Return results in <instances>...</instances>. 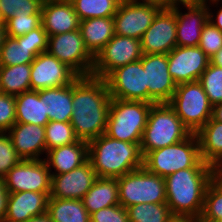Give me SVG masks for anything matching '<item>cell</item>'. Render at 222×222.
<instances>
[{
	"instance_id": "1",
	"label": "cell",
	"mask_w": 222,
	"mask_h": 222,
	"mask_svg": "<svg viewBox=\"0 0 222 222\" xmlns=\"http://www.w3.org/2000/svg\"><path fill=\"white\" fill-rule=\"evenodd\" d=\"M71 125L79 140L91 141L106 131L111 96L105 79L79 76L72 83Z\"/></svg>"
},
{
	"instance_id": "2",
	"label": "cell",
	"mask_w": 222,
	"mask_h": 222,
	"mask_svg": "<svg viewBox=\"0 0 222 222\" xmlns=\"http://www.w3.org/2000/svg\"><path fill=\"white\" fill-rule=\"evenodd\" d=\"M165 180L166 204L173 216L201 217L205 192L213 181V168H186Z\"/></svg>"
},
{
	"instance_id": "3",
	"label": "cell",
	"mask_w": 222,
	"mask_h": 222,
	"mask_svg": "<svg viewBox=\"0 0 222 222\" xmlns=\"http://www.w3.org/2000/svg\"><path fill=\"white\" fill-rule=\"evenodd\" d=\"M88 160L100 178H119L143 167L140 143H130L105 133L88 142Z\"/></svg>"
},
{
	"instance_id": "4",
	"label": "cell",
	"mask_w": 222,
	"mask_h": 222,
	"mask_svg": "<svg viewBox=\"0 0 222 222\" xmlns=\"http://www.w3.org/2000/svg\"><path fill=\"white\" fill-rule=\"evenodd\" d=\"M143 166L162 178L186 168H213L201 158L196 133L164 148L149 151L143 157Z\"/></svg>"
},
{
	"instance_id": "5",
	"label": "cell",
	"mask_w": 222,
	"mask_h": 222,
	"mask_svg": "<svg viewBox=\"0 0 222 222\" xmlns=\"http://www.w3.org/2000/svg\"><path fill=\"white\" fill-rule=\"evenodd\" d=\"M191 134L168 103H155L151 106L144 128L141 153L144 157L149 151L183 141Z\"/></svg>"
},
{
	"instance_id": "6",
	"label": "cell",
	"mask_w": 222,
	"mask_h": 222,
	"mask_svg": "<svg viewBox=\"0 0 222 222\" xmlns=\"http://www.w3.org/2000/svg\"><path fill=\"white\" fill-rule=\"evenodd\" d=\"M152 103L111 98L105 134L130 143H141Z\"/></svg>"
},
{
	"instance_id": "7",
	"label": "cell",
	"mask_w": 222,
	"mask_h": 222,
	"mask_svg": "<svg viewBox=\"0 0 222 222\" xmlns=\"http://www.w3.org/2000/svg\"><path fill=\"white\" fill-rule=\"evenodd\" d=\"M168 104L191 133H197L212 116L213 105L199 81L177 85Z\"/></svg>"
},
{
	"instance_id": "8",
	"label": "cell",
	"mask_w": 222,
	"mask_h": 222,
	"mask_svg": "<svg viewBox=\"0 0 222 222\" xmlns=\"http://www.w3.org/2000/svg\"><path fill=\"white\" fill-rule=\"evenodd\" d=\"M119 204L127 208L136 204L166 203L165 180L144 166L117 178Z\"/></svg>"
},
{
	"instance_id": "9",
	"label": "cell",
	"mask_w": 222,
	"mask_h": 222,
	"mask_svg": "<svg viewBox=\"0 0 222 222\" xmlns=\"http://www.w3.org/2000/svg\"><path fill=\"white\" fill-rule=\"evenodd\" d=\"M47 52L66 64L78 76L92 75L94 57L85 47L79 29L48 36Z\"/></svg>"
},
{
	"instance_id": "10",
	"label": "cell",
	"mask_w": 222,
	"mask_h": 222,
	"mask_svg": "<svg viewBox=\"0 0 222 222\" xmlns=\"http://www.w3.org/2000/svg\"><path fill=\"white\" fill-rule=\"evenodd\" d=\"M142 56L140 40L114 34L94 58L92 75L105 79L116 68L139 61Z\"/></svg>"
},
{
	"instance_id": "11",
	"label": "cell",
	"mask_w": 222,
	"mask_h": 222,
	"mask_svg": "<svg viewBox=\"0 0 222 222\" xmlns=\"http://www.w3.org/2000/svg\"><path fill=\"white\" fill-rule=\"evenodd\" d=\"M47 48L48 34L42 24L23 36L5 35L0 49V66L31 64L38 54L47 52Z\"/></svg>"
},
{
	"instance_id": "12",
	"label": "cell",
	"mask_w": 222,
	"mask_h": 222,
	"mask_svg": "<svg viewBox=\"0 0 222 222\" xmlns=\"http://www.w3.org/2000/svg\"><path fill=\"white\" fill-rule=\"evenodd\" d=\"M3 180L8 193L33 191L50 194L51 192V174L44 159H21L9 170Z\"/></svg>"
},
{
	"instance_id": "13",
	"label": "cell",
	"mask_w": 222,
	"mask_h": 222,
	"mask_svg": "<svg viewBox=\"0 0 222 222\" xmlns=\"http://www.w3.org/2000/svg\"><path fill=\"white\" fill-rule=\"evenodd\" d=\"M105 81L111 98L148 102L146 71L140 60L116 68Z\"/></svg>"
},
{
	"instance_id": "14",
	"label": "cell",
	"mask_w": 222,
	"mask_h": 222,
	"mask_svg": "<svg viewBox=\"0 0 222 222\" xmlns=\"http://www.w3.org/2000/svg\"><path fill=\"white\" fill-rule=\"evenodd\" d=\"M160 10L153 5L122 0L113 17L114 33L140 40Z\"/></svg>"
},
{
	"instance_id": "15",
	"label": "cell",
	"mask_w": 222,
	"mask_h": 222,
	"mask_svg": "<svg viewBox=\"0 0 222 222\" xmlns=\"http://www.w3.org/2000/svg\"><path fill=\"white\" fill-rule=\"evenodd\" d=\"M168 70L177 85L198 81L210 64L199 46H176L168 54Z\"/></svg>"
},
{
	"instance_id": "16",
	"label": "cell",
	"mask_w": 222,
	"mask_h": 222,
	"mask_svg": "<svg viewBox=\"0 0 222 222\" xmlns=\"http://www.w3.org/2000/svg\"><path fill=\"white\" fill-rule=\"evenodd\" d=\"M140 61L146 71L148 103H168L177 84L169 74L167 54H143Z\"/></svg>"
},
{
	"instance_id": "17",
	"label": "cell",
	"mask_w": 222,
	"mask_h": 222,
	"mask_svg": "<svg viewBox=\"0 0 222 222\" xmlns=\"http://www.w3.org/2000/svg\"><path fill=\"white\" fill-rule=\"evenodd\" d=\"M78 77L71 68L48 52L38 54L31 63V90L66 86L72 84Z\"/></svg>"
},
{
	"instance_id": "18",
	"label": "cell",
	"mask_w": 222,
	"mask_h": 222,
	"mask_svg": "<svg viewBox=\"0 0 222 222\" xmlns=\"http://www.w3.org/2000/svg\"><path fill=\"white\" fill-rule=\"evenodd\" d=\"M176 28L175 7L161 9L140 39L143 54H168L177 46Z\"/></svg>"
},
{
	"instance_id": "19",
	"label": "cell",
	"mask_w": 222,
	"mask_h": 222,
	"mask_svg": "<svg viewBox=\"0 0 222 222\" xmlns=\"http://www.w3.org/2000/svg\"><path fill=\"white\" fill-rule=\"evenodd\" d=\"M89 160L70 172L51 175L50 197L81 200L97 179Z\"/></svg>"
},
{
	"instance_id": "20",
	"label": "cell",
	"mask_w": 222,
	"mask_h": 222,
	"mask_svg": "<svg viewBox=\"0 0 222 222\" xmlns=\"http://www.w3.org/2000/svg\"><path fill=\"white\" fill-rule=\"evenodd\" d=\"M17 155L24 160H40L46 155L45 126L15 123L7 132Z\"/></svg>"
},
{
	"instance_id": "21",
	"label": "cell",
	"mask_w": 222,
	"mask_h": 222,
	"mask_svg": "<svg viewBox=\"0 0 222 222\" xmlns=\"http://www.w3.org/2000/svg\"><path fill=\"white\" fill-rule=\"evenodd\" d=\"M182 12L180 6L175 7L176 14V43L177 46H199L201 32L208 22V5H190Z\"/></svg>"
},
{
	"instance_id": "22",
	"label": "cell",
	"mask_w": 222,
	"mask_h": 222,
	"mask_svg": "<svg viewBox=\"0 0 222 222\" xmlns=\"http://www.w3.org/2000/svg\"><path fill=\"white\" fill-rule=\"evenodd\" d=\"M41 24L48 36L78 30L80 19L72 2L43 0L41 6Z\"/></svg>"
},
{
	"instance_id": "23",
	"label": "cell",
	"mask_w": 222,
	"mask_h": 222,
	"mask_svg": "<svg viewBox=\"0 0 222 222\" xmlns=\"http://www.w3.org/2000/svg\"><path fill=\"white\" fill-rule=\"evenodd\" d=\"M50 194L33 191L9 193L4 222H25L47 212Z\"/></svg>"
},
{
	"instance_id": "24",
	"label": "cell",
	"mask_w": 222,
	"mask_h": 222,
	"mask_svg": "<svg viewBox=\"0 0 222 222\" xmlns=\"http://www.w3.org/2000/svg\"><path fill=\"white\" fill-rule=\"evenodd\" d=\"M44 157L51 175L70 172L88 160V142L78 139L72 144L48 150Z\"/></svg>"
},
{
	"instance_id": "25",
	"label": "cell",
	"mask_w": 222,
	"mask_h": 222,
	"mask_svg": "<svg viewBox=\"0 0 222 222\" xmlns=\"http://www.w3.org/2000/svg\"><path fill=\"white\" fill-rule=\"evenodd\" d=\"M49 121L71 122L73 113L72 84L39 90Z\"/></svg>"
},
{
	"instance_id": "26",
	"label": "cell",
	"mask_w": 222,
	"mask_h": 222,
	"mask_svg": "<svg viewBox=\"0 0 222 222\" xmlns=\"http://www.w3.org/2000/svg\"><path fill=\"white\" fill-rule=\"evenodd\" d=\"M79 30L85 47L95 58L114 36L113 17H95L80 21Z\"/></svg>"
},
{
	"instance_id": "27",
	"label": "cell",
	"mask_w": 222,
	"mask_h": 222,
	"mask_svg": "<svg viewBox=\"0 0 222 222\" xmlns=\"http://www.w3.org/2000/svg\"><path fill=\"white\" fill-rule=\"evenodd\" d=\"M81 200L89 214L119 205L118 179L98 177Z\"/></svg>"
},
{
	"instance_id": "28",
	"label": "cell",
	"mask_w": 222,
	"mask_h": 222,
	"mask_svg": "<svg viewBox=\"0 0 222 222\" xmlns=\"http://www.w3.org/2000/svg\"><path fill=\"white\" fill-rule=\"evenodd\" d=\"M201 158L210 165L222 162V122L210 118L196 133Z\"/></svg>"
},
{
	"instance_id": "29",
	"label": "cell",
	"mask_w": 222,
	"mask_h": 222,
	"mask_svg": "<svg viewBox=\"0 0 222 222\" xmlns=\"http://www.w3.org/2000/svg\"><path fill=\"white\" fill-rule=\"evenodd\" d=\"M16 123L46 126L49 117L45 113L44 101L39 91L29 90L15 96Z\"/></svg>"
},
{
	"instance_id": "30",
	"label": "cell",
	"mask_w": 222,
	"mask_h": 222,
	"mask_svg": "<svg viewBox=\"0 0 222 222\" xmlns=\"http://www.w3.org/2000/svg\"><path fill=\"white\" fill-rule=\"evenodd\" d=\"M47 213L52 222H90L82 200L49 197Z\"/></svg>"
},
{
	"instance_id": "31",
	"label": "cell",
	"mask_w": 222,
	"mask_h": 222,
	"mask_svg": "<svg viewBox=\"0 0 222 222\" xmlns=\"http://www.w3.org/2000/svg\"><path fill=\"white\" fill-rule=\"evenodd\" d=\"M31 64L0 66V92L18 96L31 90Z\"/></svg>"
},
{
	"instance_id": "32",
	"label": "cell",
	"mask_w": 222,
	"mask_h": 222,
	"mask_svg": "<svg viewBox=\"0 0 222 222\" xmlns=\"http://www.w3.org/2000/svg\"><path fill=\"white\" fill-rule=\"evenodd\" d=\"M126 209L129 222H170L174 217L166 203L136 204Z\"/></svg>"
},
{
	"instance_id": "33",
	"label": "cell",
	"mask_w": 222,
	"mask_h": 222,
	"mask_svg": "<svg viewBox=\"0 0 222 222\" xmlns=\"http://www.w3.org/2000/svg\"><path fill=\"white\" fill-rule=\"evenodd\" d=\"M122 0H73L80 21L95 17H114Z\"/></svg>"
},
{
	"instance_id": "34",
	"label": "cell",
	"mask_w": 222,
	"mask_h": 222,
	"mask_svg": "<svg viewBox=\"0 0 222 222\" xmlns=\"http://www.w3.org/2000/svg\"><path fill=\"white\" fill-rule=\"evenodd\" d=\"M71 122L49 121L45 126L46 148L52 150L63 145H69L76 142Z\"/></svg>"
},
{
	"instance_id": "35",
	"label": "cell",
	"mask_w": 222,
	"mask_h": 222,
	"mask_svg": "<svg viewBox=\"0 0 222 222\" xmlns=\"http://www.w3.org/2000/svg\"><path fill=\"white\" fill-rule=\"evenodd\" d=\"M210 103L216 105L222 102V68L209 64L198 80Z\"/></svg>"
},
{
	"instance_id": "36",
	"label": "cell",
	"mask_w": 222,
	"mask_h": 222,
	"mask_svg": "<svg viewBox=\"0 0 222 222\" xmlns=\"http://www.w3.org/2000/svg\"><path fill=\"white\" fill-rule=\"evenodd\" d=\"M1 22L4 24L14 15L41 14L43 0H0Z\"/></svg>"
},
{
	"instance_id": "37",
	"label": "cell",
	"mask_w": 222,
	"mask_h": 222,
	"mask_svg": "<svg viewBox=\"0 0 222 222\" xmlns=\"http://www.w3.org/2000/svg\"><path fill=\"white\" fill-rule=\"evenodd\" d=\"M222 219V188L212 181L205 192L202 222H214Z\"/></svg>"
},
{
	"instance_id": "38",
	"label": "cell",
	"mask_w": 222,
	"mask_h": 222,
	"mask_svg": "<svg viewBox=\"0 0 222 222\" xmlns=\"http://www.w3.org/2000/svg\"><path fill=\"white\" fill-rule=\"evenodd\" d=\"M41 25V14L14 15L4 23L5 35L16 38L29 33Z\"/></svg>"
},
{
	"instance_id": "39",
	"label": "cell",
	"mask_w": 222,
	"mask_h": 222,
	"mask_svg": "<svg viewBox=\"0 0 222 222\" xmlns=\"http://www.w3.org/2000/svg\"><path fill=\"white\" fill-rule=\"evenodd\" d=\"M21 161L8 133H0V179Z\"/></svg>"
},
{
	"instance_id": "40",
	"label": "cell",
	"mask_w": 222,
	"mask_h": 222,
	"mask_svg": "<svg viewBox=\"0 0 222 222\" xmlns=\"http://www.w3.org/2000/svg\"><path fill=\"white\" fill-rule=\"evenodd\" d=\"M199 47L209 58L222 48V32L209 21L202 29Z\"/></svg>"
},
{
	"instance_id": "41",
	"label": "cell",
	"mask_w": 222,
	"mask_h": 222,
	"mask_svg": "<svg viewBox=\"0 0 222 222\" xmlns=\"http://www.w3.org/2000/svg\"><path fill=\"white\" fill-rule=\"evenodd\" d=\"M15 123V96L0 92V133H7Z\"/></svg>"
},
{
	"instance_id": "42",
	"label": "cell",
	"mask_w": 222,
	"mask_h": 222,
	"mask_svg": "<svg viewBox=\"0 0 222 222\" xmlns=\"http://www.w3.org/2000/svg\"><path fill=\"white\" fill-rule=\"evenodd\" d=\"M90 222H129L127 209L115 205L90 214Z\"/></svg>"
},
{
	"instance_id": "43",
	"label": "cell",
	"mask_w": 222,
	"mask_h": 222,
	"mask_svg": "<svg viewBox=\"0 0 222 222\" xmlns=\"http://www.w3.org/2000/svg\"><path fill=\"white\" fill-rule=\"evenodd\" d=\"M219 2H221L220 4H222V0H210L207 3V5H208V21L222 32V5H220L221 7L219 8L218 11H216L217 12L216 15H214V13H212L213 11L211 10V8H209V7L213 6L214 4L216 5L215 7H217Z\"/></svg>"
},
{
	"instance_id": "44",
	"label": "cell",
	"mask_w": 222,
	"mask_h": 222,
	"mask_svg": "<svg viewBox=\"0 0 222 222\" xmlns=\"http://www.w3.org/2000/svg\"><path fill=\"white\" fill-rule=\"evenodd\" d=\"M8 195L4 180L0 179V222H4L5 219Z\"/></svg>"
},
{
	"instance_id": "45",
	"label": "cell",
	"mask_w": 222,
	"mask_h": 222,
	"mask_svg": "<svg viewBox=\"0 0 222 222\" xmlns=\"http://www.w3.org/2000/svg\"><path fill=\"white\" fill-rule=\"evenodd\" d=\"M210 0H170V8L176 6L205 5Z\"/></svg>"
},
{
	"instance_id": "46",
	"label": "cell",
	"mask_w": 222,
	"mask_h": 222,
	"mask_svg": "<svg viewBox=\"0 0 222 222\" xmlns=\"http://www.w3.org/2000/svg\"><path fill=\"white\" fill-rule=\"evenodd\" d=\"M136 3L153 5L159 7L160 9H169L170 8V0H131Z\"/></svg>"
},
{
	"instance_id": "47",
	"label": "cell",
	"mask_w": 222,
	"mask_h": 222,
	"mask_svg": "<svg viewBox=\"0 0 222 222\" xmlns=\"http://www.w3.org/2000/svg\"><path fill=\"white\" fill-rule=\"evenodd\" d=\"M213 181L222 188V165H213Z\"/></svg>"
},
{
	"instance_id": "48",
	"label": "cell",
	"mask_w": 222,
	"mask_h": 222,
	"mask_svg": "<svg viewBox=\"0 0 222 222\" xmlns=\"http://www.w3.org/2000/svg\"><path fill=\"white\" fill-rule=\"evenodd\" d=\"M211 118L215 121L222 122V102L213 105Z\"/></svg>"
},
{
	"instance_id": "49",
	"label": "cell",
	"mask_w": 222,
	"mask_h": 222,
	"mask_svg": "<svg viewBox=\"0 0 222 222\" xmlns=\"http://www.w3.org/2000/svg\"><path fill=\"white\" fill-rule=\"evenodd\" d=\"M170 222H202L201 217L174 216Z\"/></svg>"
},
{
	"instance_id": "50",
	"label": "cell",
	"mask_w": 222,
	"mask_h": 222,
	"mask_svg": "<svg viewBox=\"0 0 222 222\" xmlns=\"http://www.w3.org/2000/svg\"><path fill=\"white\" fill-rule=\"evenodd\" d=\"M210 63L222 68V48L210 57Z\"/></svg>"
},
{
	"instance_id": "51",
	"label": "cell",
	"mask_w": 222,
	"mask_h": 222,
	"mask_svg": "<svg viewBox=\"0 0 222 222\" xmlns=\"http://www.w3.org/2000/svg\"><path fill=\"white\" fill-rule=\"evenodd\" d=\"M25 222H52V221H51L49 214L46 212L44 214L34 216Z\"/></svg>"
},
{
	"instance_id": "52",
	"label": "cell",
	"mask_w": 222,
	"mask_h": 222,
	"mask_svg": "<svg viewBox=\"0 0 222 222\" xmlns=\"http://www.w3.org/2000/svg\"><path fill=\"white\" fill-rule=\"evenodd\" d=\"M4 37H5V27H4V24L0 22V49H1Z\"/></svg>"
},
{
	"instance_id": "53",
	"label": "cell",
	"mask_w": 222,
	"mask_h": 222,
	"mask_svg": "<svg viewBox=\"0 0 222 222\" xmlns=\"http://www.w3.org/2000/svg\"><path fill=\"white\" fill-rule=\"evenodd\" d=\"M58 1H66V2H71L73 0H58Z\"/></svg>"
},
{
	"instance_id": "54",
	"label": "cell",
	"mask_w": 222,
	"mask_h": 222,
	"mask_svg": "<svg viewBox=\"0 0 222 222\" xmlns=\"http://www.w3.org/2000/svg\"><path fill=\"white\" fill-rule=\"evenodd\" d=\"M0 22H1V2H0Z\"/></svg>"
},
{
	"instance_id": "55",
	"label": "cell",
	"mask_w": 222,
	"mask_h": 222,
	"mask_svg": "<svg viewBox=\"0 0 222 222\" xmlns=\"http://www.w3.org/2000/svg\"><path fill=\"white\" fill-rule=\"evenodd\" d=\"M214 222H222V219H218V220H216V221H214Z\"/></svg>"
}]
</instances>
